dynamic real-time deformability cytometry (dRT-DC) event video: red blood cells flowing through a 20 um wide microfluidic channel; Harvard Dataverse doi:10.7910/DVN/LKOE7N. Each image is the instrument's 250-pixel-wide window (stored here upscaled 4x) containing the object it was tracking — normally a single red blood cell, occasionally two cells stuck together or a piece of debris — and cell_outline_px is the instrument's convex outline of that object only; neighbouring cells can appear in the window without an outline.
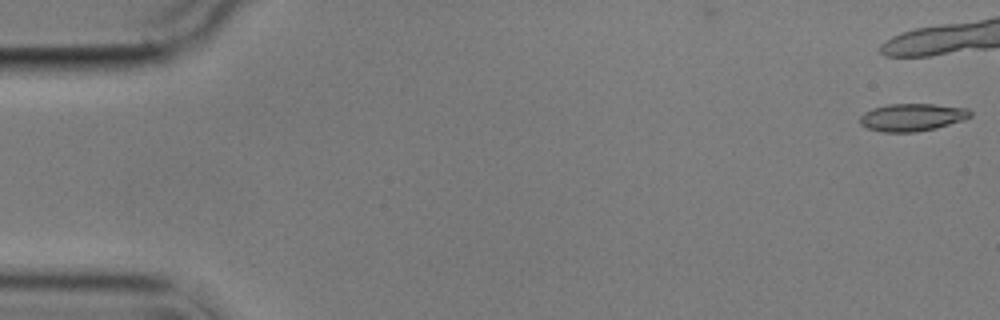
{"species": "common noctule bat (a hibernating species)", "species_latin": "Nyctalus noctula", "temperature_condition": "cold", "stored_images_in_passage": 10, "camera_frame_rate_fps": 3000, "um_per_image_px": 0.085, "animal": {"sex": "male", "body_mass_g": 17.9}, "frame": {"image": 1, "passage_image": 1, "time_ms": 0.0, "image_size_px": [1000, 320], "cell_outline_px": [[972, 116], [964, 120], [936, 128], [916, 132], [884, 132], [868, 128], [860, 124], [860, 116], [864, 112], [872, 108], [888, 104], [932, 104], [968, 108], [972, 112]], "centroid_in_image_um": [77.55, 9.96], "position_along_channel_um": 7.5, "area_um2": 17.8}}